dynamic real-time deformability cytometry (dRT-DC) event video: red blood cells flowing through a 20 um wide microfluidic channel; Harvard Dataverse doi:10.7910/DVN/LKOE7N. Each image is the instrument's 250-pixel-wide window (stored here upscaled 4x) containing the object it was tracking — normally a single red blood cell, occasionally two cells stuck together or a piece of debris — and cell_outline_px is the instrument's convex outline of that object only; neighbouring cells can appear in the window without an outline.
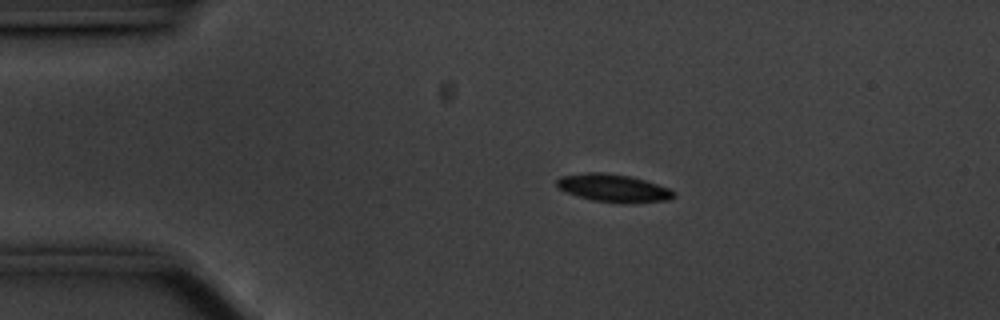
{"species": "common noctule bat (a hibernating species)", "species_latin": "Nyctalus noctula", "temperature_condition": "cold", "stored_images_in_passage": 47, "camera_frame_rate_fps": 3000, "um_per_image_px": 0.085, "animal": {"sex": "male", "body_mass_g": 20.1, "forearm_length_mm": 53.5}, "frame": {"image": 1, "passage_image": 1, "time_ms": 0.0, "image_size_px": [1000, 320], "cell_outline_px": [[676, 196], [668, 200], [592, 200], [568, 192], [560, 188], [556, 184], [556, 180], [560, 176], [588, 172], [604, 172], [632, 176], [668, 188], [676, 192]], "centroid_in_image_um": [52.1, 15.91], "position_along_channel_um": 32.9, "area_um2": 17.86}}
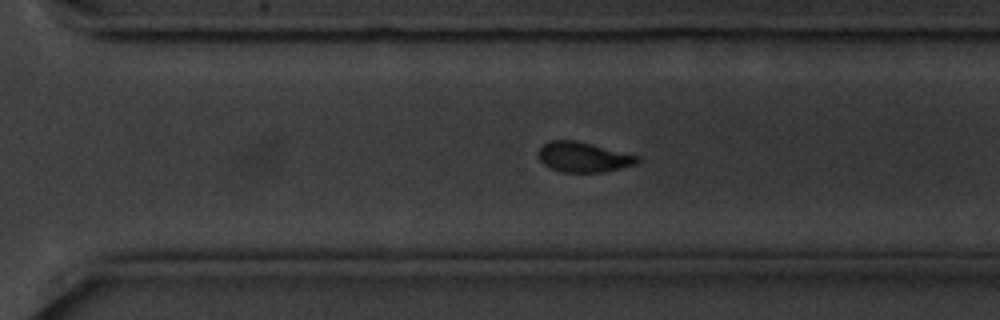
{"frame": {"image": 2, "passage_image": 29, "time_ms": 9.333, "image_size_px": [1000, 320], "cell_outline_px": [[640, 160], [636, 164], [604, 172], [564, 172], [552, 168], [544, 164], [540, 160], [540, 148], [548, 140], [576, 140], [640, 156]], "centroid_in_image_um": [49.62, 13.34], "position_along_channel_um": 321.0, "area_um2": 17.17}}
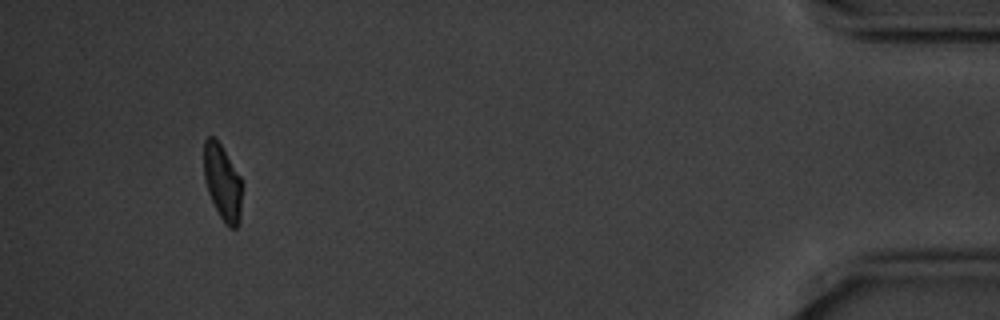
{"frame": {"image": 3, "passage_image": 43, "time_ms": 14.0, "image_size_px": [1000, 320], "cell_outline_px": [[240, 224], [236, 228], [228, 228], [224, 224], [208, 192], [204, 180], [204, 140], [208, 136], [212, 136], [220, 144], [240, 176]], "centroid_in_image_um": [18.89, 15.53], "position_along_channel_um": 416.3, "area_um2": 16.53}, "authors_computed_cell_mechanics": {"area_um2": 18.207, "velocity_mm_per_s": 3.5176, "shape_relaxation_time_tau1_ms": 3.0128, "shape_relaxation_time_tau2_ms": 3.4941, "deformation_change_tau1": 0.1056, "deformation_change_tau2": 0.0778}}